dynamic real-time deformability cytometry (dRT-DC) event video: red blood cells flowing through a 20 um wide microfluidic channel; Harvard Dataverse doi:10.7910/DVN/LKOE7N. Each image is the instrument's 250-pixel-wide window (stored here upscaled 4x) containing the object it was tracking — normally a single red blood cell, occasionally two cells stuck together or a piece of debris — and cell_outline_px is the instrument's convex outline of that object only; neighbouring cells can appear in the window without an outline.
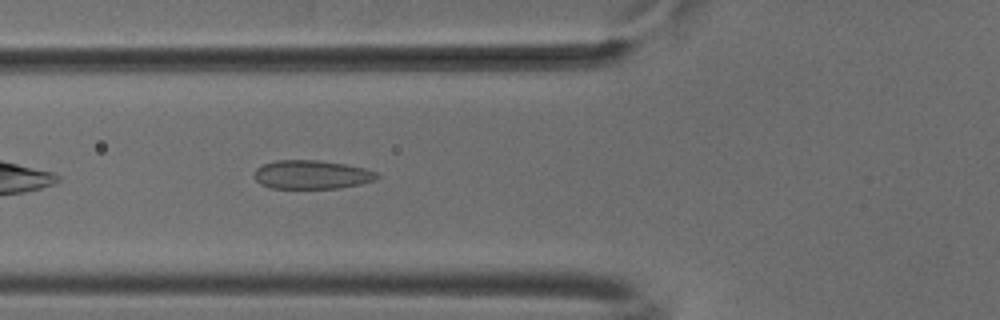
{"species": "common noctule bat (a hibernating species)", "species_latin": "Nyctalus noctula", "temperature_condition": "cold", "stored_images_in_passage": 38, "camera_frame_rate_fps": 3000, "um_per_image_px": 0.085, "animal": {"sex": "male", "body_mass_g": 18.8}, "frame": {"image": 1, "passage_image": 5, "time_ms": 1.333, "image_size_px": [1000, 320], "cell_outline_px": [[380, 176], [376, 180], [360, 184], [340, 188], [272, 188], [260, 184], [252, 176], [256, 168], [264, 164], [276, 160], [316, 160], [344, 164], [364, 168], [376, 172]], "centroid_in_image_um": [26.48, 14.85], "position_along_channel_um": 99.3, "area_um2": 20.58}}
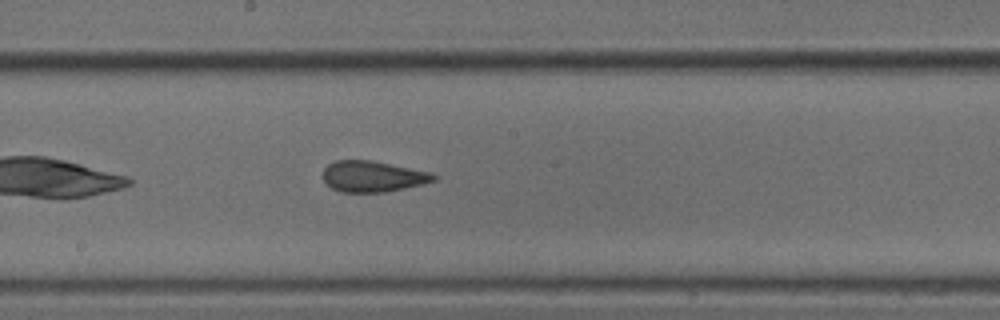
{"frame": {"image": 2, "passage_image": 14, "time_ms": 4.333, "image_size_px": [1000, 320], "cell_outline_px": [[436, 180], [424, 184], [384, 192], [340, 192], [324, 184], [324, 168], [328, 164], [336, 160], [372, 160], [428, 172], [436, 176]], "centroid_in_image_um": [31.64, 15.0], "position_along_channel_um": 216.6, "area_um2": 19.88}}
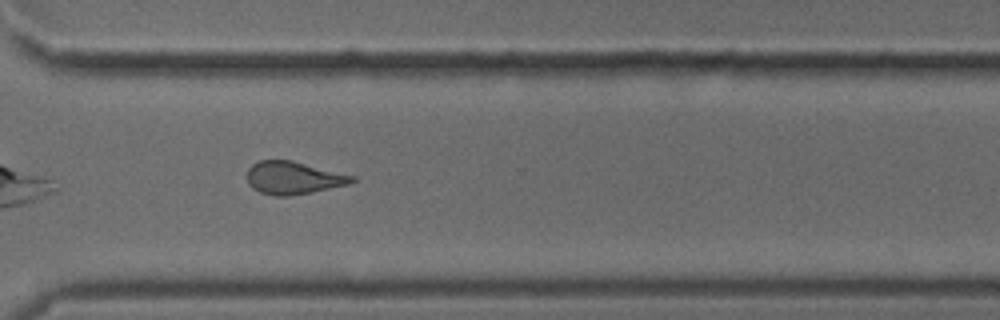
{"frame": {"image": 3, "passage_image": 24, "time_ms": 7.667, "image_size_px": [1000, 320], "cell_outline_px": [[356, 180], [348, 184], [312, 192], [288, 196], [272, 196], [260, 192], [252, 188], [248, 184], [248, 168], [252, 164], [260, 160], [292, 160], [356, 176]], "centroid_in_image_um": [24.93, 15.12], "position_along_channel_um": 345.7, "area_um2": 20.06}, "authors_computed_cell_mechanics": {"area_um2": 20.1722, "velocity_mm_per_s": 3.879, "shape_relaxation_time_tau1_ms": 9.277, "shape_relaxation_time_tau2_ms": 1.8355, "deformation_change_tau1": 0.1512, "deformation_change_tau2": 0.0907}}